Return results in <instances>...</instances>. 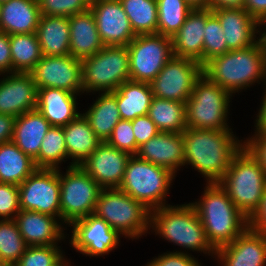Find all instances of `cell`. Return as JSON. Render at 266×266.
<instances>
[{"label":"cell","mask_w":266,"mask_h":266,"mask_svg":"<svg viewBox=\"0 0 266 266\" xmlns=\"http://www.w3.org/2000/svg\"><path fill=\"white\" fill-rule=\"evenodd\" d=\"M61 246H27L14 266H52L64 254Z\"/></svg>","instance_id":"cell-40"},{"label":"cell","mask_w":266,"mask_h":266,"mask_svg":"<svg viewBox=\"0 0 266 266\" xmlns=\"http://www.w3.org/2000/svg\"><path fill=\"white\" fill-rule=\"evenodd\" d=\"M243 8L262 26L266 23V0H245Z\"/></svg>","instance_id":"cell-49"},{"label":"cell","mask_w":266,"mask_h":266,"mask_svg":"<svg viewBox=\"0 0 266 266\" xmlns=\"http://www.w3.org/2000/svg\"><path fill=\"white\" fill-rule=\"evenodd\" d=\"M27 245L14 219L0 220V256L4 264L14 266Z\"/></svg>","instance_id":"cell-38"},{"label":"cell","mask_w":266,"mask_h":266,"mask_svg":"<svg viewBox=\"0 0 266 266\" xmlns=\"http://www.w3.org/2000/svg\"><path fill=\"white\" fill-rule=\"evenodd\" d=\"M202 65L193 59L173 56L150 83L154 97L186 103Z\"/></svg>","instance_id":"cell-13"},{"label":"cell","mask_w":266,"mask_h":266,"mask_svg":"<svg viewBox=\"0 0 266 266\" xmlns=\"http://www.w3.org/2000/svg\"><path fill=\"white\" fill-rule=\"evenodd\" d=\"M145 266H202L197 258L183 251H169L155 257L145 264Z\"/></svg>","instance_id":"cell-44"},{"label":"cell","mask_w":266,"mask_h":266,"mask_svg":"<svg viewBox=\"0 0 266 266\" xmlns=\"http://www.w3.org/2000/svg\"><path fill=\"white\" fill-rule=\"evenodd\" d=\"M82 63L83 93L114 92L130 80L129 52L127 46H104Z\"/></svg>","instance_id":"cell-9"},{"label":"cell","mask_w":266,"mask_h":266,"mask_svg":"<svg viewBox=\"0 0 266 266\" xmlns=\"http://www.w3.org/2000/svg\"><path fill=\"white\" fill-rule=\"evenodd\" d=\"M40 88H58L83 94L82 63L71 55L43 56L30 72Z\"/></svg>","instance_id":"cell-15"},{"label":"cell","mask_w":266,"mask_h":266,"mask_svg":"<svg viewBox=\"0 0 266 266\" xmlns=\"http://www.w3.org/2000/svg\"><path fill=\"white\" fill-rule=\"evenodd\" d=\"M264 93H263V97L261 100V105L259 107V111L256 115V119H255V132L254 133H263L266 135V85L264 86Z\"/></svg>","instance_id":"cell-51"},{"label":"cell","mask_w":266,"mask_h":266,"mask_svg":"<svg viewBox=\"0 0 266 266\" xmlns=\"http://www.w3.org/2000/svg\"><path fill=\"white\" fill-rule=\"evenodd\" d=\"M7 1H9V0H0L1 3L7 2Z\"/></svg>","instance_id":"cell-57"},{"label":"cell","mask_w":266,"mask_h":266,"mask_svg":"<svg viewBox=\"0 0 266 266\" xmlns=\"http://www.w3.org/2000/svg\"><path fill=\"white\" fill-rule=\"evenodd\" d=\"M212 12L219 19L229 50L253 46L262 38V25L244 8H223Z\"/></svg>","instance_id":"cell-20"},{"label":"cell","mask_w":266,"mask_h":266,"mask_svg":"<svg viewBox=\"0 0 266 266\" xmlns=\"http://www.w3.org/2000/svg\"><path fill=\"white\" fill-rule=\"evenodd\" d=\"M211 82L217 83L232 96L255 83L266 85V43L262 37L253 46L230 50L202 66ZM240 91V92H239Z\"/></svg>","instance_id":"cell-2"},{"label":"cell","mask_w":266,"mask_h":266,"mask_svg":"<svg viewBox=\"0 0 266 266\" xmlns=\"http://www.w3.org/2000/svg\"><path fill=\"white\" fill-rule=\"evenodd\" d=\"M64 256L65 254L52 266H72L71 265L72 262H70L69 264L67 258H65Z\"/></svg>","instance_id":"cell-54"},{"label":"cell","mask_w":266,"mask_h":266,"mask_svg":"<svg viewBox=\"0 0 266 266\" xmlns=\"http://www.w3.org/2000/svg\"><path fill=\"white\" fill-rule=\"evenodd\" d=\"M214 258L221 266H266V237L248 227L232 243L218 248Z\"/></svg>","instance_id":"cell-19"},{"label":"cell","mask_w":266,"mask_h":266,"mask_svg":"<svg viewBox=\"0 0 266 266\" xmlns=\"http://www.w3.org/2000/svg\"><path fill=\"white\" fill-rule=\"evenodd\" d=\"M249 227L266 237V188L259 209L249 219Z\"/></svg>","instance_id":"cell-48"},{"label":"cell","mask_w":266,"mask_h":266,"mask_svg":"<svg viewBox=\"0 0 266 266\" xmlns=\"http://www.w3.org/2000/svg\"><path fill=\"white\" fill-rule=\"evenodd\" d=\"M245 0H209L208 9L243 8Z\"/></svg>","instance_id":"cell-52"},{"label":"cell","mask_w":266,"mask_h":266,"mask_svg":"<svg viewBox=\"0 0 266 266\" xmlns=\"http://www.w3.org/2000/svg\"><path fill=\"white\" fill-rule=\"evenodd\" d=\"M235 206L250 219L259 209L266 188V172L244 146L218 182Z\"/></svg>","instance_id":"cell-5"},{"label":"cell","mask_w":266,"mask_h":266,"mask_svg":"<svg viewBox=\"0 0 266 266\" xmlns=\"http://www.w3.org/2000/svg\"><path fill=\"white\" fill-rule=\"evenodd\" d=\"M232 130H201L187 127L184 135V166L191 165L206 178L218 183L232 159L245 146ZM243 141V142H242Z\"/></svg>","instance_id":"cell-1"},{"label":"cell","mask_w":266,"mask_h":266,"mask_svg":"<svg viewBox=\"0 0 266 266\" xmlns=\"http://www.w3.org/2000/svg\"><path fill=\"white\" fill-rule=\"evenodd\" d=\"M93 105L82 113L89 121L95 135L105 142L111 136L116 124L121 120L114 92L97 93Z\"/></svg>","instance_id":"cell-31"},{"label":"cell","mask_w":266,"mask_h":266,"mask_svg":"<svg viewBox=\"0 0 266 266\" xmlns=\"http://www.w3.org/2000/svg\"><path fill=\"white\" fill-rule=\"evenodd\" d=\"M12 73H30L43 57L36 33L9 35Z\"/></svg>","instance_id":"cell-34"},{"label":"cell","mask_w":266,"mask_h":266,"mask_svg":"<svg viewBox=\"0 0 266 266\" xmlns=\"http://www.w3.org/2000/svg\"><path fill=\"white\" fill-rule=\"evenodd\" d=\"M106 142L131 156L137 155L139 150V147L136 145L132 122L130 120L121 119L114 127L111 136Z\"/></svg>","instance_id":"cell-42"},{"label":"cell","mask_w":266,"mask_h":266,"mask_svg":"<svg viewBox=\"0 0 266 266\" xmlns=\"http://www.w3.org/2000/svg\"><path fill=\"white\" fill-rule=\"evenodd\" d=\"M67 158L63 127L51 126L42 140L39 155L34 160L35 166L36 168L60 169V165L67 161Z\"/></svg>","instance_id":"cell-36"},{"label":"cell","mask_w":266,"mask_h":266,"mask_svg":"<svg viewBox=\"0 0 266 266\" xmlns=\"http://www.w3.org/2000/svg\"><path fill=\"white\" fill-rule=\"evenodd\" d=\"M70 55L83 60L99 52L105 45L97 30L90 8L69 17Z\"/></svg>","instance_id":"cell-25"},{"label":"cell","mask_w":266,"mask_h":266,"mask_svg":"<svg viewBox=\"0 0 266 266\" xmlns=\"http://www.w3.org/2000/svg\"><path fill=\"white\" fill-rule=\"evenodd\" d=\"M115 98L122 120H134L148 114L153 98L150 83L125 81L115 90Z\"/></svg>","instance_id":"cell-30"},{"label":"cell","mask_w":266,"mask_h":266,"mask_svg":"<svg viewBox=\"0 0 266 266\" xmlns=\"http://www.w3.org/2000/svg\"><path fill=\"white\" fill-rule=\"evenodd\" d=\"M245 147L261 163L266 172V135L263 133H254L251 137L246 138Z\"/></svg>","instance_id":"cell-46"},{"label":"cell","mask_w":266,"mask_h":266,"mask_svg":"<svg viewBox=\"0 0 266 266\" xmlns=\"http://www.w3.org/2000/svg\"><path fill=\"white\" fill-rule=\"evenodd\" d=\"M151 211L119 188L101 189L94 214L124 238L139 239L150 230Z\"/></svg>","instance_id":"cell-6"},{"label":"cell","mask_w":266,"mask_h":266,"mask_svg":"<svg viewBox=\"0 0 266 266\" xmlns=\"http://www.w3.org/2000/svg\"><path fill=\"white\" fill-rule=\"evenodd\" d=\"M199 201L191 202L195 207L206 236L217 250L232 243L249 227V219L229 199L219 183H206Z\"/></svg>","instance_id":"cell-3"},{"label":"cell","mask_w":266,"mask_h":266,"mask_svg":"<svg viewBox=\"0 0 266 266\" xmlns=\"http://www.w3.org/2000/svg\"><path fill=\"white\" fill-rule=\"evenodd\" d=\"M36 34L43 56L70 55L69 17L41 15Z\"/></svg>","instance_id":"cell-28"},{"label":"cell","mask_w":266,"mask_h":266,"mask_svg":"<svg viewBox=\"0 0 266 266\" xmlns=\"http://www.w3.org/2000/svg\"><path fill=\"white\" fill-rule=\"evenodd\" d=\"M207 9H193L184 24L171 37L173 55L198 61L203 66V37Z\"/></svg>","instance_id":"cell-23"},{"label":"cell","mask_w":266,"mask_h":266,"mask_svg":"<svg viewBox=\"0 0 266 266\" xmlns=\"http://www.w3.org/2000/svg\"><path fill=\"white\" fill-rule=\"evenodd\" d=\"M157 34L172 37L193 8L186 0H157Z\"/></svg>","instance_id":"cell-37"},{"label":"cell","mask_w":266,"mask_h":266,"mask_svg":"<svg viewBox=\"0 0 266 266\" xmlns=\"http://www.w3.org/2000/svg\"><path fill=\"white\" fill-rule=\"evenodd\" d=\"M41 15L70 17L89 8L90 0H38Z\"/></svg>","instance_id":"cell-41"},{"label":"cell","mask_w":266,"mask_h":266,"mask_svg":"<svg viewBox=\"0 0 266 266\" xmlns=\"http://www.w3.org/2000/svg\"><path fill=\"white\" fill-rule=\"evenodd\" d=\"M130 80L151 83L174 56L171 37L137 35L128 45Z\"/></svg>","instance_id":"cell-11"},{"label":"cell","mask_w":266,"mask_h":266,"mask_svg":"<svg viewBox=\"0 0 266 266\" xmlns=\"http://www.w3.org/2000/svg\"><path fill=\"white\" fill-rule=\"evenodd\" d=\"M15 117L0 114V144L12 141Z\"/></svg>","instance_id":"cell-50"},{"label":"cell","mask_w":266,"mask_h":266,"mask_svg":"<svg viewBox=\"0 0 266 266\" xmlns=\"http://www.w3.org/2000/svg\"><path fill=\"white\" fill-rule=\"evenodd\" d=\"M147 115L160 132L182 133L187 128L186 103L153 96Z\"/></svg>","instance_id":"cell-33"},{"label":"cell","mask_w":266,"mask_h":266,"mask_svg":"<svg viewBox=\"0 0 266 266\" xmlns=\"http://www.w3.org/2000/svg\"><path fill=\"white\" fill-rule=\"evenodd\" d=\"M184 152L183 132H159L139 147L137 156L176 175L179 168L184 166Z\"/></svg>","instance_id":"cell-22"},{"label":"cell","mask_w":266,"mask_h":266,"mask_svg":"<svg viewBox=\"0 0 266 266\" xmlns=\"http://www.w3.org/2000/svg\"><path fill=\"white\" fill-rule=\"evenodd\" d=\"M136 145L140 147L160 131L148 115L138 116L131 120Z\"/></svg>","instance_id":"cell-45"},{"label":"cell","mask_w":266,"mask_h":266,"mask_svg":"<svg viewBox=\"0 0 266 266\" xmlns=\"http://www.w3.org/2000/svg\"><path fill=\"white\" fill-rule=\"evenodd\" d=\"M59 171L61 222L68 227L94 213L101 187L80 165Z\"/></svg>","instance_id":"cell-10"},{"label":"cell","mask_w":266,"mask_h":266,"mask_svg":"<svg viewBox=\"0 0 266 266\" xmlns=\"http://www.w3.org/2000/svg\"><path fill=\"white\" fill-rule=\"evenodd\" d=\"M232 95L202 74L186 101L187 127L201 130H232L228 114Z\"/></svg>","instance_id":"cell-8"},{"label":"cell","mask_w":266,"mask_h":266,"mask_svg":"<svg viewBox=\"0 0 266 266\" xmlns=\"http://www.w3.org/2000/svg\"><path fill=\"white\" fill-rule=\"evenodd\" d=\"M0 265H4L3 260L1 259V256H0Z\"/></svg>","instance_id":"cell-56"},{"label":"cell","mask_w":266,"mask_h":266,"mask_svg":"<svg viewBox=\"0 0 266 266\" xmlns=\"http://www.w3.org/2000/svg\"><path fill=\"white\" fill-rule=\"evenodd\" d=\"M12 73L9 35L0 31V76Z\"/></svg>","instance_id":"cell-47"},{"label":"cell","mask_w":266,"mask_h":266,"mask_svg":"<svg viewBox=\"0 0 266 266\" xmlns=\"http://www.w3.org/2000/svg\"><path fill=\"white\" fill-rule=\"evenodd\" d=\"M1 7H2V3L0 2V17H1Z\"/></svg>","instance_id":"cell-58"},{"label":"cell","mask_w":266,"mask_h":266,"mask_svg":"<svg viewBox=\"0 0 266 266\" xmlns=\"http://www.w3.org/2000/svg\"><path fill=\"white\" fill-rule=\"evenodd\" d=\"M89 8L105 46H127L137 36L119 0H90Z\"/></svg>","instance_id":"cell-16"},{"label":"cell","mask_w":266,"mask_h":266,"mask_svg":"<svg viewBox=\"0 0 266 266\" xmlns=\"http://www.w3.org/2000/svg\"><path fill=\"white\" fill-rule=\"evenodd\" d=\"M63 132L68 159L72 161L67 167L80 165L102 142L82 113L64 126Z\"/></svg>","instance_id":"cell-29"},{"label":"cell","mask_w":266,"mask_h":266,"mask_svg":"<svg viewBox=\"0 0 266 266\" xmlns=\"http://www.w3.org/2000/svg\"><path fill=\"white\" fill-rule=\"evenodd\" d=\"M18 189L21 210L37 211L61 221L58 169L37 168Z\"/></svg>","instance_id":"cell-12"},{"label":"cell","mask_w":266,"mask_h":266,"mask_svg":"<svg viewBox=\"0 0 266 266\" xmlns=\"http://www.w3.org/2000/svg\"><path fill=\"white\" fill-rule=\"evenodd\" d=\"M50 127L51 124L37 109L25 112L15 118L12 141L35 160L39 155L42 140Z\"/></svg>","instance_id":"cell-27"},{"label":"cell","mask_w":266,"mask_h":266,"mask_svg":"<svg viewBox=\"0 0 266 266\" xmlns=\"http://www.w3.org/2000/svg\"><path fill=\"white\" fill-rule=\"evenodd\" d=\"M0 79V114L13 117L37 108L38 89L30 73L13 72Z\"/></svg>","instance_id":"cell-18"},{"label":"cell","mask_w":266,"mask_h":266,"mask_svg":"<svg viewBox=\"0 0 266 266\" xmlns=\"http://www.w3.org/2000/svg\"><path fill=\"white\" fill-rule=\"evenodd\" d=\"M193 9H208L209 0H186Z\"/></svg>","instance_id":"cell-53"},{"label":"cell","mask_w":266,"mask_h":266,"mask_svg":"<svg viewBox=\"0 0 266 266\" xmlns=\"http://www.w3.org/2000/svg\"><path fill=\"white\" fill-rule=\"evenodd\" d=\"M203 37V65L216 56L230 51L219 19L207 9V21Z\"/></svg>","instance_id":"cell-39"},{"label":"cell","mask_w":266,"mask_h":266,"mask_svg":"<svg viewBox=\"0 0 266 266\" xmlns=\"http://www.w3.org/2000/svg\"><path fill=\"white\" fill-rule=\"evenodd\" d=\"M131 155L123 152L106 141L80 164L90 177L104 188H119L122 183L126 165Z\"/></svg>","instance_id":"cell-17"},{"label":"cell","mask_w":266,"mask_h":266,"mask_svg":"<svg viewBox=\"0 0 266 266\" xmlns=\"http://www.w3.org/2000/svg\"><path fill=\"white\" fill-rule=\"evenodd\" d=\"M69 227L72 228L71 237L67 238L70 239V247L90 257L109 254L118 248L122 237L94 213L74 221Z\"/></svg>","instance_id":"cell-14"},{"label":"cell","mask_w":266,"mask_h":266,"mask_svg":"<svg viewBox=\"0 0 266 266\" xmlns=\"http://www.w3.org/2000/svg\"><path fill=\"white\" fill-rule=\"evenodd\" d=\"M36 169L34 160L13 141L0 144V183L19 186Z\"/></svg>","instance_id":"cell-32"},{"label":"cell","mask_w":266,"mask_h":266,"mask_svg":"<svg viewBox=\"0 0 266 266\" xmlns=\"http://www.w3.org/2000/svg\"><path fill=\"white\" fill-rule=\"evenodd\" d=\"M58 88H40L37 96V110L47 119L51 126L64 127L75 120L78 111L77 96Z\"/></svg>","instance_id":"cell-24"},{"label":"cell","mask_w":266,"mask_h":266,"mask_svg":"<svg viewBox=\"0 0 266 266\" xmlns=\"http://www.w3.org/2000/svg\"><path fill=\"white\" fill-rule=\"evenodd\" d=\"M136 35L157 34V0H119Z\"/></svg>","instance_id":"cell-35"},{"label":"cell","mask_w":266,"mask_h":266,"mask_svg":"<svg viewBox=\"0 0 266 266\" xmlns=\"http://www.w3.org/2000/svg\"><path fill=\"white\" fill-rule=\"evenodd\" d=\"M262 28L264 29L263 33H262V37L264 38L265 43H266V23L264 24V26Z\"/></svg>","instance_id":"cell-55"},{"label":"cell","mask_w":266,"mask_h":266,"mask_svg":"<svg viewBox=\"0 0 266 266\" xmlns=\"http://www.w3.org/2000/svg\"><path fill=\"white\" fill-rule=\"evenodd\" d=\"M40 17L38 0H9L2 3L0 31L8 35L36 33Z\"/></svg>","instance_id":"cell-26"},{"label":"cell","mask_w":266,"mask_h":266,"mask_svg":"<svg viewBox=\"0 0 266 266\" xmlns=\"http://www.w3.org/2000/svg\"><path fill=\"white\" fill-rule=\"evenodd\" d=\"M20 210L18 185L0 183V220L14 219Z\"/></svg>","instance_id":"cell-43"},{"label":"cell","mask_w":266,"mask_h":266,"mask_svg":"<svg viewBox=\"0 0 266 266\" xmlns=\"http://www.w3.org/2000/svg\"><path fill=\"white\" fill-rule=\"evenodd\" d=\"M14 220L27 246H58L67 236L64 233L67 227L47 214L20 210Z\"/></svg>","instance_id":"cell-21"},{"label":"cell","mask_w":266,"mask_h":266,"mask_svg":"<svg viewBox=\"0 0 266 266\" xmlns=\"http://www.w3.org/2000/svg\"><path fill=\"white\" fill-rule=\"evenodd\" d=\"M150 229L162 240L185 248L187 254H190L188 250L199 251L215 257L216 250L208 241L198 213L190 202L151 210Z\"/></svg>","instance_id":"cell-4"},{"label":"cell","mask_w":266,"mask_h":266,"mask_svg":"<svg viewBox=\"0 0 266 266\" xmlns=\"http://www.w3.org/2000/svg\"><path fill=\"white\" fill-rule=\"evenodd\" d=\"M175 177L170 170L132 155L127 162L119 189L151 211L171 205L166 200Z\"/></svg>","instance_id":"cell-7"}]
</instances>
